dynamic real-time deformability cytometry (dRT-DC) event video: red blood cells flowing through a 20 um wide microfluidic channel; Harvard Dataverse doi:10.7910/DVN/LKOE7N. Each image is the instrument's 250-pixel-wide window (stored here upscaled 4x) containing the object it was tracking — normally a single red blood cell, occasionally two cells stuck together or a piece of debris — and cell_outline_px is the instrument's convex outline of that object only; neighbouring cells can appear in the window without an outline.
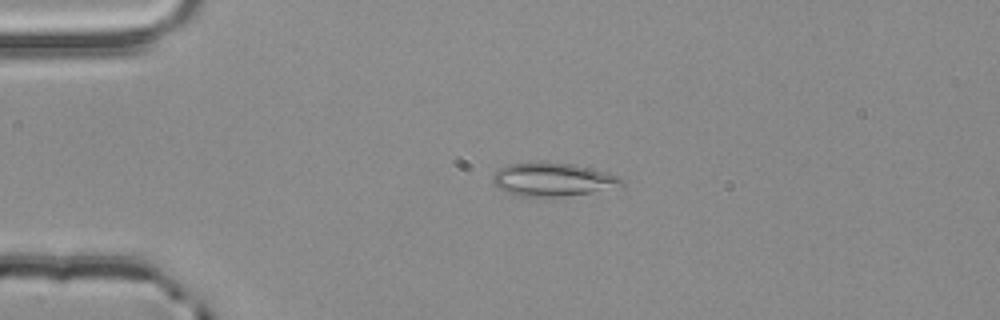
{"species": "common noctule bat (a hibernating species)", "species_latin": "Nyctalus noctula", "temperature_condition": "room temperature", "stored_images_in_passage": 3, "camera_frame_rate_fps": 3000, "um_per_image_px": 0.085, "animal": {"sex": "male", "body_mass_g": 20.4}, "frame": {"image": 1, "passage_image": 3, "time_ms": 0.667, "image_size_px": [1000, 320], "cell_outline_px": [[624, 184], [592, 192], [532, 200], [516, 196], [500, 188], [492, 180], [492, 176], [500, 168], [508, 164], [532, 160], [572, 164], [608, 172], [624, 180]], "centroid_in_image_um": [46.9, 15.26], "position_along_channel_um": 38.1, "area_um2": 25.66}}